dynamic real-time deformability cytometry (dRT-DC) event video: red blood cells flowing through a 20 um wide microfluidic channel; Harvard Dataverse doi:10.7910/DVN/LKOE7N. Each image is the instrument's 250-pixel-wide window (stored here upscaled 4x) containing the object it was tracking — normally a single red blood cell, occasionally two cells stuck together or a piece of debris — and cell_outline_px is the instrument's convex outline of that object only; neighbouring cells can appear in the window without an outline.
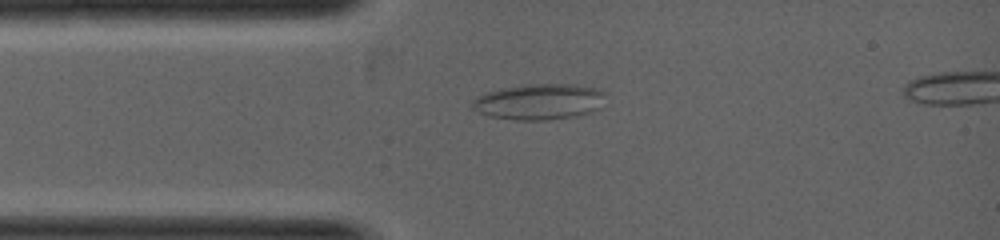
{"species": "common noctule bat (a hibernating species)", "species_latin": "Nyctalus noctula", "temperature_condition": "warm", "stored_images_in_passage": 3, "segment_of_instrument_passage": [1, 2], "camera_frame_rate_fps": 5000, "um_per_image_px": 0.085, "animal": {"sex": "female", "body_mass_g": 19.0, "forearm_length_mm": 53.3}, "frame": {"image": 1, "passage_image": 2, "time_ms": 1.2, "image_size_px": [1000, 240], "cell_outline_px": [[604, 92], [600, 108], [592, 112], [572, 116], [548, 120], [516, 120], [488, 116], [472, 108], [468, 104], [476, 96], [484, 92], [500, 88], [524, 84], [572, 84], [600, 88]], "centroid_in_image_um": [45.77, 8.63], "position_along_channel_um": 39.2, "area_um2": 28.15}}